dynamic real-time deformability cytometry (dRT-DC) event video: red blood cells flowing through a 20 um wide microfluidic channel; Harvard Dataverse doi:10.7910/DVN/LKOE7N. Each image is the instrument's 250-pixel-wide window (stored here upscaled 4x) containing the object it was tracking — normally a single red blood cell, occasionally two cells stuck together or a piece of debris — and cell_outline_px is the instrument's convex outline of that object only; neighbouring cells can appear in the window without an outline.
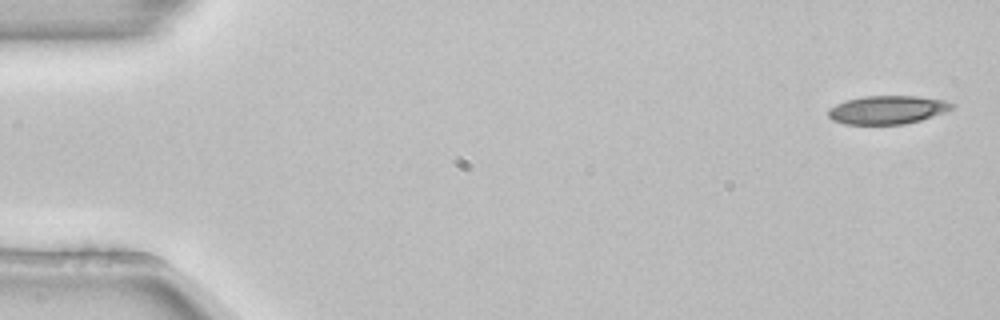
{"species": "common noctule bat (a hibernating species)", "species_latin": "Nyctalus noctula", "temperature_condition": "room temperature", "stored_images_in_passage": 5, "camera_frame_rate_fps": 3000, "um_per_image_px": 0.085, "animal": {"sex": "female", "body_mass_g": 22.7, "forearm_length_mm": 54.2}, "frame": {"image": 1, "passage_image": 1, "time_ms": 0.0, "image_size_px": [1000, 320], "cell_outline_px": [[956, 108], [920, 120], [904, 124], [844, 124], [832, 120], [828, 116], [828, 108], [836, 104], [848, 100], [864, 96], [916, 96], [948, 100], [956, 104]], "centroid_in_image_um": [75.47, 9.33], "position_along_channel_um": 9.5, "area_um2": 20.58}}
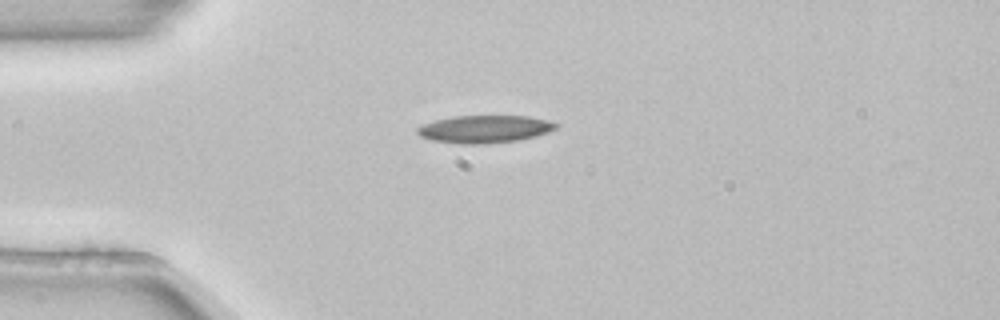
{"frame": {"image": 2, "passage_image": 4, "time_ms": 1.0, "image_size_px": [1000, 320], "cell_outline_px": [[560, 124], [556, 128], [548, 132], [536, 136], [520, 140], [488, 144], [460, 144], [432, 140], [420, 136], [416, 132], [416, 128], [424, 124], [436, 120], [452, 116], [528, 116], [548, 120]], "centroid_in_image_um": [41.21, 10.98], "position_along_channel_um": 43.8, "area_um2": 22.43}}